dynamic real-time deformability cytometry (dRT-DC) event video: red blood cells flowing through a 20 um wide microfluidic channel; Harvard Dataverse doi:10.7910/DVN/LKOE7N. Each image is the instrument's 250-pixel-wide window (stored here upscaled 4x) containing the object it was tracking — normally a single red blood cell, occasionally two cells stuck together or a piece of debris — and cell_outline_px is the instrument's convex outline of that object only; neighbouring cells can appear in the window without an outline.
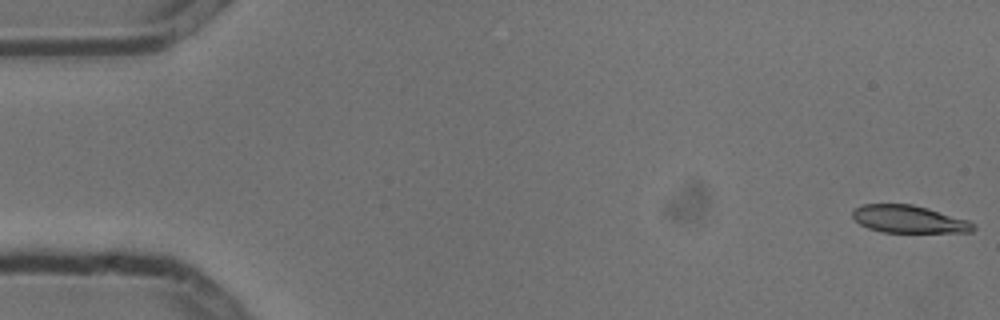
{"species": "common noctule bat (a hibernating species)", "species_latin": "Nyctalus noctula", "temperature_condition": "cold", "stored_images_in_passage": 3, "camera_frame_rate_fps": 3000, "um_per_image_px": 0.085, "animal": {"sex": "male", "body_mass_g": 13.3}, "frame": {"image": 1, "passage_image": 1, "time_ms": 0.0, "image_size_px": [1000, 320], "cell_outline_px": [[976, 228], [972, 232], [880, 232], [868, 228], [860, 224], [852, 216], [852, 208], [864, 204], [912, 204], [928, 208], [968, 220], [976, 224]], "centroid_in_image_um": [77.25, 18.63], "position_along_channel_um": 7.7, "area_um2": 19.48}}